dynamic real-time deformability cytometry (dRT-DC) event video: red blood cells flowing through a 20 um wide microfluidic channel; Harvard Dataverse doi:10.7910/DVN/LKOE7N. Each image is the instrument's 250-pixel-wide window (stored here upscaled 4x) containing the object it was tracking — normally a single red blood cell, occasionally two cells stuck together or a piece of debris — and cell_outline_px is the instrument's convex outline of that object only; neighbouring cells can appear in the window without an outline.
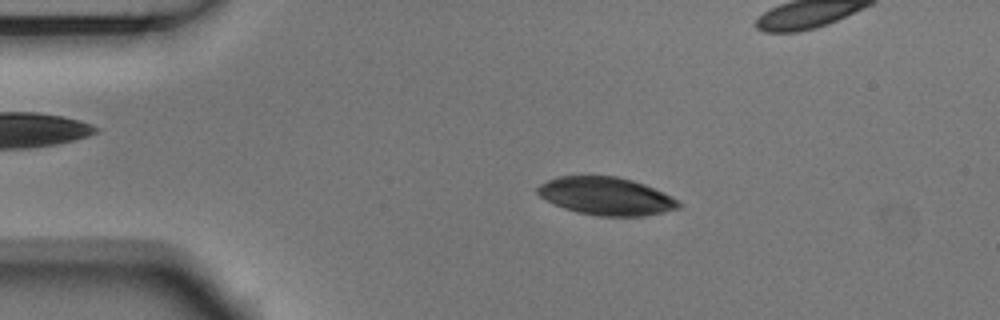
{"species": "Egyptian fruit bat (a non-hibernating species)", "species_latin": "Rousettus aegyptiacus", "temperature_condition": "room temperature", "stored_images_in_passage": 9, "camera_frame_rate_fps": 3000, "um_per_image_px": 0.085, "animal": {"sex": "male"}, "frame": {"image": 1, "passage_image": 3, "time_ms": 0.667, "image_size_px": [1000, 320], "cell_outline_px": [[680, 208], [644, 216], [596, 216], [576, 212], [564, 208], [540, 196], [536, 192], [536, 188], [540, 184], [556, 176], [616, 176], [632, 180], [644, 184], [664, 192], [680, 200]], "centroid_in_image_um": [51.54, 16.67], "position_along_channel_um": 33.5, "area_um2": 31.15}}
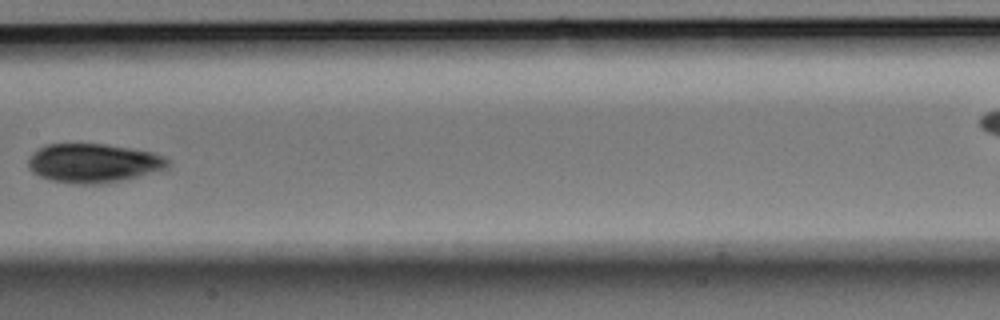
{"frame": {"image": 2, "passage_image": 8, "time_ms": 2.333, "image_size_px": [1000, 320], "cell_outline_px": [[172, 164], [168, 168], [120, 180], [100, 184], [76, 184], [52, 180], [40, 176], [32, 172], [28, 168], [28, 156], [32, 152], [44, 144], [108, 144], [132, 148], [152, 152], [164, 156], [172, 160]], "centroid_in_image_um": [7.94, 13.85], "position_along_channel_um": 199.5, "area_um2": 31.96}}
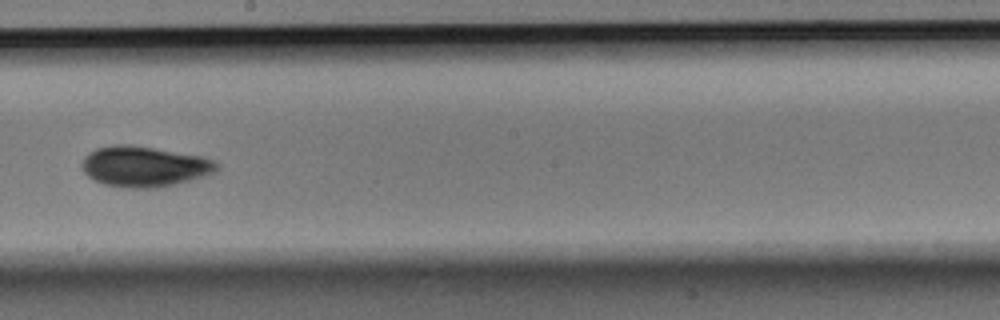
{"frame": {"image": 3, "passage_image": 9, "time_ms": 2.667, "image_size_px": [1000, 320], "cell_outline_px": [[220, 164], [216, 172], [176, 184], [156, 188], [132, 188], [104, 184], [88, 176], [84, 172], [80, 164], [84, 156], [88, 152], [96, 148], [116, 144], [128, 144], [204, 156]], "centroid_in_image_um": [12.26, 14.14], "position_along_channel_um": 235.9, "area_um2": 31.91}}